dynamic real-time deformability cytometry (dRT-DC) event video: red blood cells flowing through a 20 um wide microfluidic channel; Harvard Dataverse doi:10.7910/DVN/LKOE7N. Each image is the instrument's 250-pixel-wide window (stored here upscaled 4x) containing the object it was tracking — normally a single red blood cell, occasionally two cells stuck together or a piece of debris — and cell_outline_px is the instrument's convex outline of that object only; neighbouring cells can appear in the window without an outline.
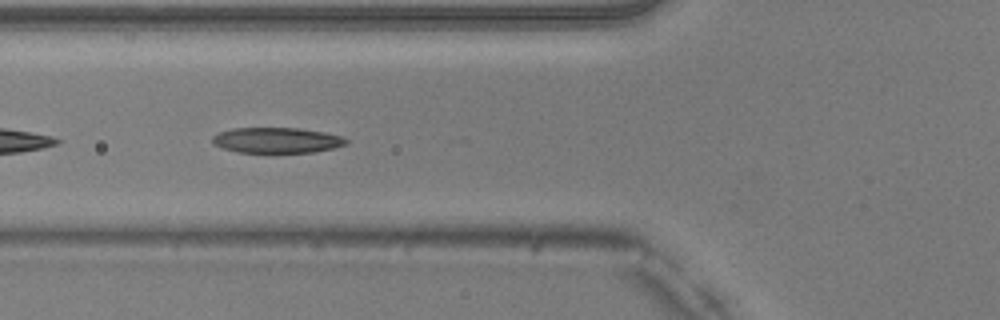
{"species": "common noctule bat (a hibernating species)", "species_latin": "Nyctalus noctula", "temperature_condition": "warm", "stored_images_in_passage": 17, "camera_frame_rate_fps": 3000, "um_per_image_px": 0.085, "animal": {"sex": "male", "body_mass_g": 20.5, "forearm_length_mm": 52.5}, "frame": {"image": 1, "passage_image": 14, "time_ms": 4.333, "image_size_px": [1000, 320], "cell_outline_px": [[348, 144], [332, 148], [312, 152], [236, 152], [212, 144], [212, 136], [220, 132], [232, 128], [300, 128], [324, 132], [340, 136], [348, 140]], "centroid_in_image_um": [23.51, 11.91], "position_along_channel_um": 102.3, "area_um2": 19.77}}